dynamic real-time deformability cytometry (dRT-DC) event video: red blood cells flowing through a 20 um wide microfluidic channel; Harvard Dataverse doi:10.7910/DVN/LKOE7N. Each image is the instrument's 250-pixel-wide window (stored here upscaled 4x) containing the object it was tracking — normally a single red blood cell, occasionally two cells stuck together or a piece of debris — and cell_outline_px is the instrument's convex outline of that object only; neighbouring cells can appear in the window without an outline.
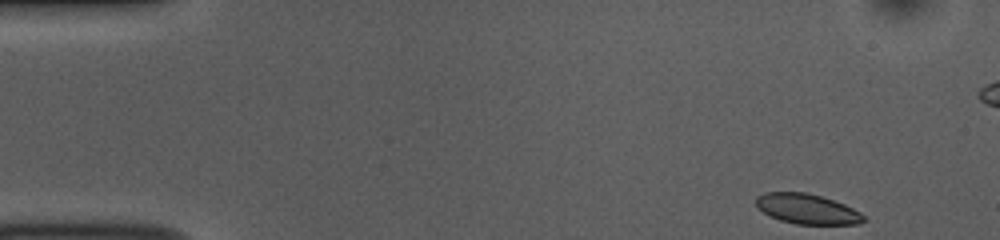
{"species": "common noctule bat (a hibernating species)", "species_latin": "Nyctalus noctula", "temperature_condition": "room temperature", "stored_images_in_passage": 50, "camera_frame_rate_fps": 3000, "um_per_image_px": 0.085, "animal": {"sex": "female", "body_mass_g": 10.0, "forearm_length_mm": 53.1}, "frame": {"image": 1, "passage_image": 1, "time_ms": 0.0, "image_size_px": [1000, 240], "cell_outline_px": [[864, 220], [860, 224], [796, 224], [780, 220], [756, 208], [756, 196], [764, 192], [808, 192], [844, 204], [860, 212], [864, 216]], "centroid_in_image_um": [68.58, 17.75], "position_along_channel_um": 16.4, "area_um2": 18.79}}
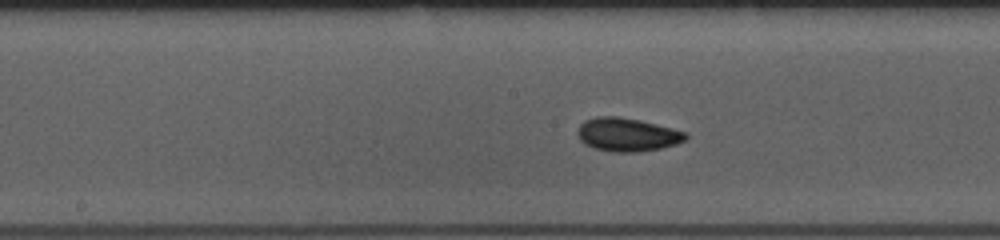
{"frame": {"image": 2, "passage_image": 23, "time_ms": 7.333, "image_size_px": [1000, 240], "cell_outline_px": [[688, 136], [684, 140], [676, 144], [660, 148], [636, 152], [612, 152], [596, 148], [584, 144], [580, 140], [576, 132], [580, 124], [584, 120], [596, 116], [616, 116], [640, 120], [672, 128], [684, 132]], "centroid_in_image_um": [53.27, 11.43], "position_along_channel_um": 194.9, "area_um2": 20.98}}
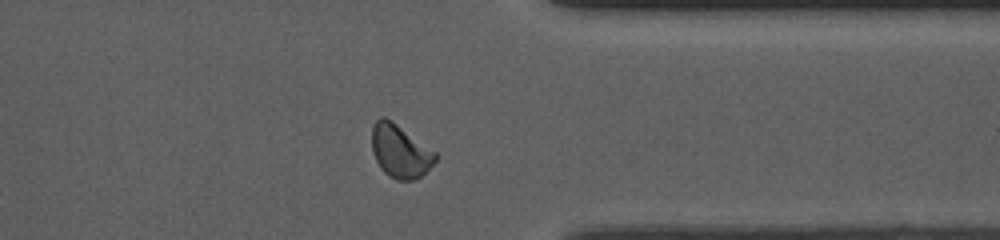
{"frame": {"image": 3, "passage_image": 38, "time_ms": 12.333, "image_size_px": [1000, 240], "cell_outline_px": [[436, 160], [420, 176], [412, 180], [396, 180], [388, 176], [380, 168], [372, 152], [372, 128], [376, 120], [380, 116], [384, 116], [392, 120], [436, 152]], "centroid_in_image_um": [33.98, 12.83], "position_along_channel_um": 377.4, "area_um2": 19.59}, "authors_computed_cell_mechanics": {"area_um2": 19.5942, "velocity_mm_per_s": 3.7796, "shape_relaxation_time_tau1_ms": 2.6296, "shape_relaxation_time_tau2_ms": 3.7373, "deformation_change_tau1": 0.0855, "deformation_change_tau2": 0.0477}}